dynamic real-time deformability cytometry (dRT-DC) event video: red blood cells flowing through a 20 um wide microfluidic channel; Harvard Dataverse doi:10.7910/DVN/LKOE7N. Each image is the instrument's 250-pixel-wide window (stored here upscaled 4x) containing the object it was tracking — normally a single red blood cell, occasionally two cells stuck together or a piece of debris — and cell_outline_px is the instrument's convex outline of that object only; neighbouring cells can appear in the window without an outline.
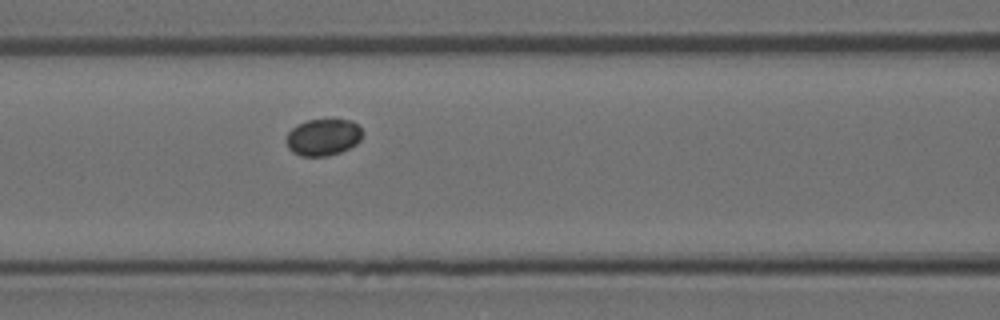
{"species": "Egyptian fruit bat (a non-hibernating species)", "species_latin": "Rousettus aegyptiacus", "temperature_condition": "room temperature", "stored_images_in_passage": 8, "camera_frame_rate_fps": 3000, "um_per_image_px": 0.085, "animal": {"sex": "female"}, "frame": {"image": 1, "passage_image": 8, "time_ms": 2.333, "image_size_px": [1000, 320], "cell_outline_px": [[364, 132], [360, 140], [356, 144], [340, 152], [328, 156], [300, 156], [292, 152], [288, 148], [284, 140], [288, 132], [292, 128], [308, 120], [332, 116], [352, 120]], "centroid_in_image_um": [27.47, 11.62], "position_along_channel_um": 139.1, "area_um2": 16.99}}